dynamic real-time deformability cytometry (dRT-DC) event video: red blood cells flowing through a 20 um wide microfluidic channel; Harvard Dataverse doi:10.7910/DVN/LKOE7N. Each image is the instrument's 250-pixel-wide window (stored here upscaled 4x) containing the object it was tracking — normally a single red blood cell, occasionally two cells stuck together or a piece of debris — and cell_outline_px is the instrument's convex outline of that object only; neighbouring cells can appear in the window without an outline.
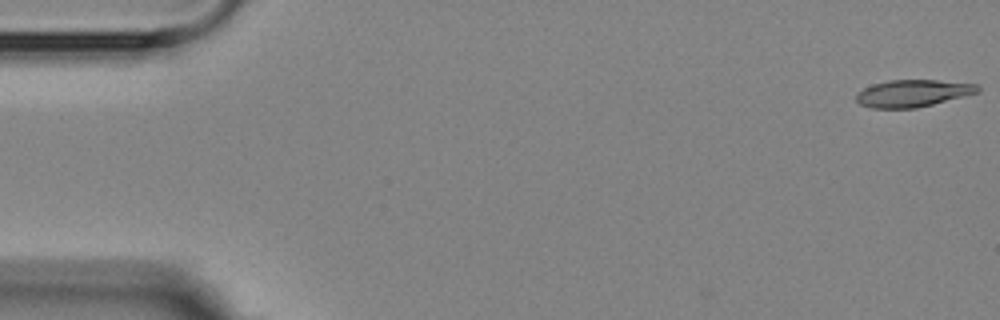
{"species": "Egyptian fruit bat (a non-hibernating species)", "species_latin": "Rousettus aegyptiacus", "temperature_condition": "room temperature", "stored_images_in_passage": 5, "camera_frame_rate_fps": 3000, "um_per_image_px": 0.085, "animal": {"sex": "female"}, "frame": {"image": 1, "passage_image": 1, "time_ms": 0.0, "image_size_px": [1000, 320], "cell_outline_px": [[980, 92], [916, 108], [872, 108], [860, 104], [856, 100], [856, 92], [872, 84], [888, 80], [936, 80], [976, 84], [980, 88]], "centroid_in_image_um": [77.56, 7.92], "position_along_channel_um": 7.4, "area_um2": 19.13}}
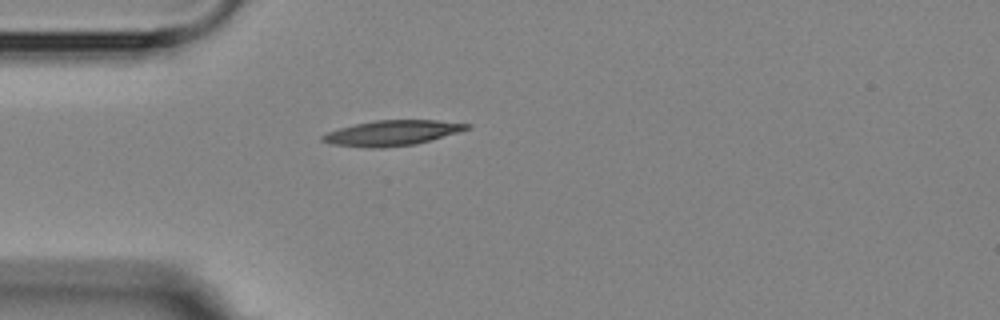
{"frame": {"image": 2, "passage_image": 5, "time_ms": 4.667, "image_size_px": [1000, 320], "cell_outline_px": [[472, 128], [416, 144], [384, 148], [368, 148], [332, 144], [320, 140], [320, 136], [328, 132], [340, 128], [356, 124], [376, 120], [436, 120], [472, 124]], "centroid_in_image_um": [33.34, 11.3], "position_along_channel_um": 51.7, "area_um2": 21.21}}